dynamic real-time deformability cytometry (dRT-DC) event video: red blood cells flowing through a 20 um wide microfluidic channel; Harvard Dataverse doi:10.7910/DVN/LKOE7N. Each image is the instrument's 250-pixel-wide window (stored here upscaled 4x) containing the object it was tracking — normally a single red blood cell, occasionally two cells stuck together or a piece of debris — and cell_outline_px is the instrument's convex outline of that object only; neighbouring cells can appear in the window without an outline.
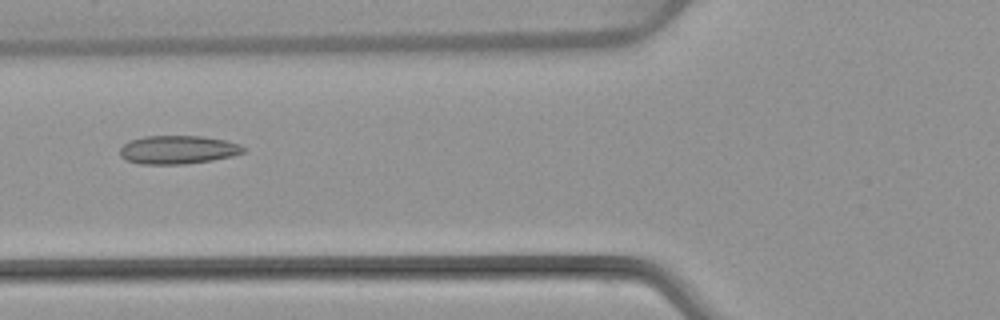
{"species": "common noctule bat (a hibernating species)", "species_latin": "Nyctalus noctula", "temperature_condition": "warm", "stored_images_in_passage": 6, "camera_frame_rate_fps": 3000, "um_per_image_px": 0.085, "animal": {"sex": "female", "body_mass_g": 22.7, "forearm_length_mm": 54.2}, "frame": {"image": 1, "passage_image": 5, "time_ms": 6.0, "image_size_px": [1000, 320], "cell_outline_px": [[248, 148], [244, 152], [232, 156], [212, 160], [184, 164], [140, 164], [128, 160], [120, 156], [120, 148], [128, 140], [144, 136], [200, 136], [224, 140], [240, 144]], "centroid_in_image_um": [15.13, 12.72], "position_along_channel_um": 110.7, "area_um2": 20.52}}
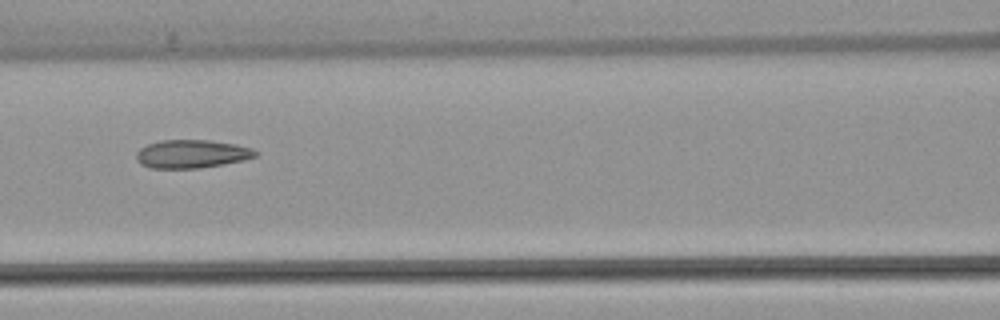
{"frame": {"image": 2, "passage_image": 6, "time_ms": 7.0, "image_size_px": [1000, 320], "cell_outline_px": [[256, 156], [244, 160], [200, 168], [148, 168], [140, 164], [136, 160], [136, 152], [140, 148], [148, 144], [160, 140], [208, 140], [236, 144], [252, 148], [256, 152]], "centroid_in_image_um": [16.25, 13.08], "position_along_channel_um": 150.3, "area_um2": 19.65}}